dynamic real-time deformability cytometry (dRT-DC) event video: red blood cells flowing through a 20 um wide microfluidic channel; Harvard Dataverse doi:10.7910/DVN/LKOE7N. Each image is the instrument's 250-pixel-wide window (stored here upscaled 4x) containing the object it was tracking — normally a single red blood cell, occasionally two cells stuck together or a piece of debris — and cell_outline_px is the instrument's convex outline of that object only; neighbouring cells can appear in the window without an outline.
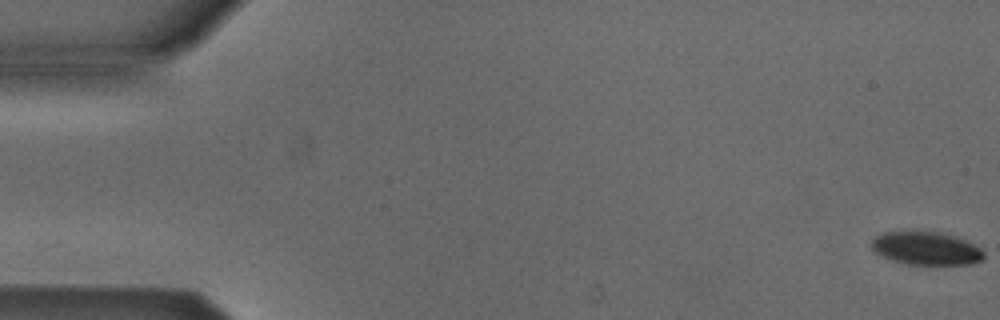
{"species": "Egyptian fruit bat (a non-hibernating species)", "species_latin": "Rousettus aegyptiacus", "temperature_condition": "cold", "stored_images_in_passage": 54, "camera_frame_rate_fps": 3000, "um_per_image_px": 0.085, "animal": {"sex": "male"}, "frame": {"image": 1, "passage_image": 1, "time_ms": 0.0, "image_size_px": [1000, 320], "cell_outline_px": [[984, 260], [972, 264], [908, 264], [892, 260], [876, 252], [872, 248], [872, 240], [876, 236], [884, 232], [912, 228], [936, 232], [952, 236], [964, 240], [980, 248], [984, 252]], "centroid_in_image_um": [78.7, 21.07], "position_along_channel_um": 6.3, "area_um2": 21.96}}
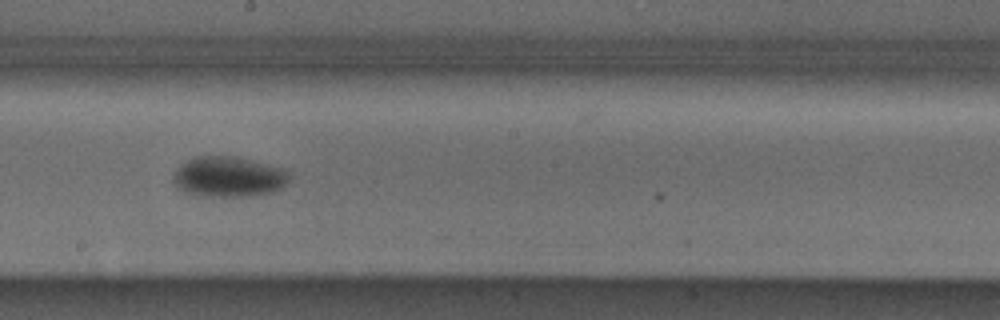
{"frame": {"image": 2, "passage_image": 30, "time_ms": 9.667, "image_size_px": [1000, 320], "cell_outline_px": [[288, 184], [272, 192], [252, 196], [196, 196], [184, 192], [176, 188], [172, 180], [176, 172], [192, 156], [236, 156], [252, 160], [280, 168], [288, 172]], "centroid_in_image_um": [19.41, 15.04], "position_along_channel_um": 228.8, "area_um2": 27.28}}
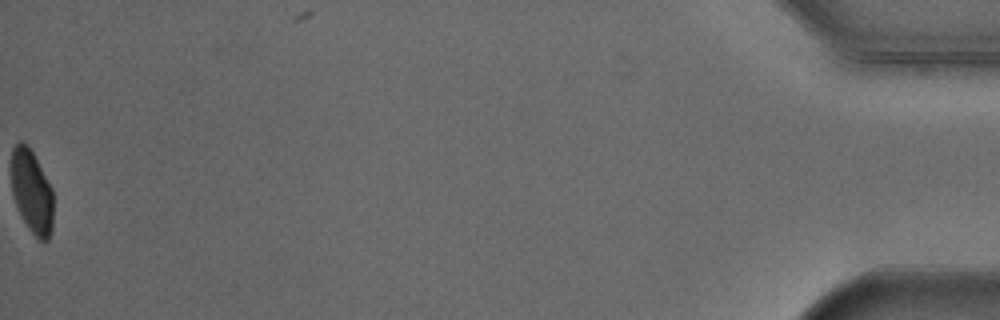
{"frame": {"image": 3, "passage_image": 54, "time_ms": 17.667, "image_size_px": [1000, 320], "cell_outline_px": [[52, 232], [48, 240], [44, 244], [28, 228], [20, 216], [12, 192], [12, 148], [20, 140], [24, 140], [28, 144], [52, 188]], "centroid_in_image_um": [2.7, 16.3], "position_along_channel_um": 432.5, "area_um2": 20.46}, "authors_computed_cell_mechanics": {"area_um2": 24.5939, "velocity_mm_per_s": 3.8826, "shape_relaxation_time_tau1_ms": 9.0856, "shape_relaxation_time_tau2_ms": null, "deformation_change_tau1": 0.1807, "deformation_change_tau2": null}}